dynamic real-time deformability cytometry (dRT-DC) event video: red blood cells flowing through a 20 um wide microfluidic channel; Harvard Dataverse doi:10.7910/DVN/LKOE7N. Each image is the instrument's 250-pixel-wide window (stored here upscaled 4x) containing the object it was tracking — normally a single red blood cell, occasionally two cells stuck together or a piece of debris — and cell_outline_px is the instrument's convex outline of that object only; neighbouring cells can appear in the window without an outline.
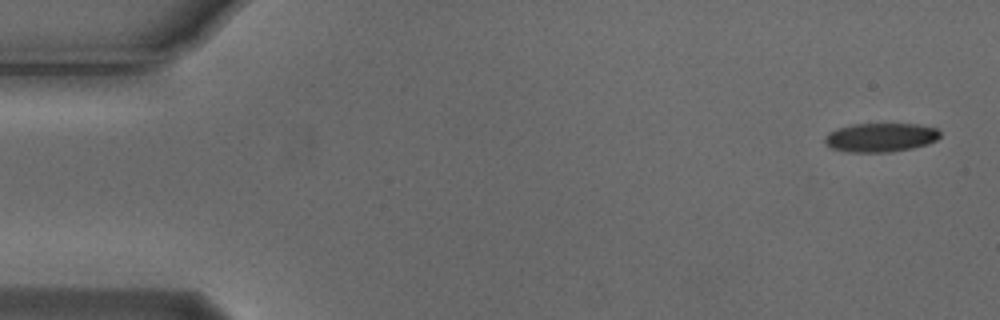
{"species": "Egyptian fruit bat (a non-hibernating species)", "species_latin": "Rousettus aegyptiacus", "temperature_condition": "cold", "stored_images_in_passage": 5, "segment_of_instrument_passage": [1, 2], "camera_frame_rate_fps": 3000, "um_per_image_px": 0.085, "animal": {"sex": "male"}, "frame": {"image": 1, "passage_image": 1, "time_ms": 0.0, "image_size_px": [1000, 320], "cell_outline_px": [[940, 136], [936, 140], [928, 144], [912, 148], [888, 152], [848, 152], [832, 148], [824, 144], [824, 136], [828, 132], [836, 128], [852, 124], [920, 124], [936, 128], [940, 132]], "centroid_in_image_um": [74.82, 11.68], "position_along_channel_um": 10.2, "area_um2": 19.59}}
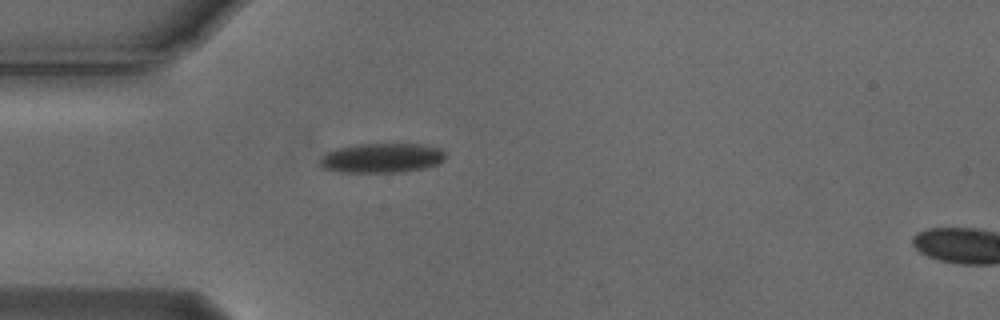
{"frame": {"image": 2, "passage_image": 4, "time_ms": 1.0, "image_size_px": [1000, 320], "cell_outline_px": [[444, 160], [440, 164], [424, 168], [400, 172], [340, 172], [324, 168], [320, 164], [320, 160], [328, 152], [336, 148], [360, 144], [420, 144], [440, 148], [444, 152]], "centroid_in_image_um": [32.49, 13.43], "position_along_channel_um": 52.5, "area_um2": 21.5}}